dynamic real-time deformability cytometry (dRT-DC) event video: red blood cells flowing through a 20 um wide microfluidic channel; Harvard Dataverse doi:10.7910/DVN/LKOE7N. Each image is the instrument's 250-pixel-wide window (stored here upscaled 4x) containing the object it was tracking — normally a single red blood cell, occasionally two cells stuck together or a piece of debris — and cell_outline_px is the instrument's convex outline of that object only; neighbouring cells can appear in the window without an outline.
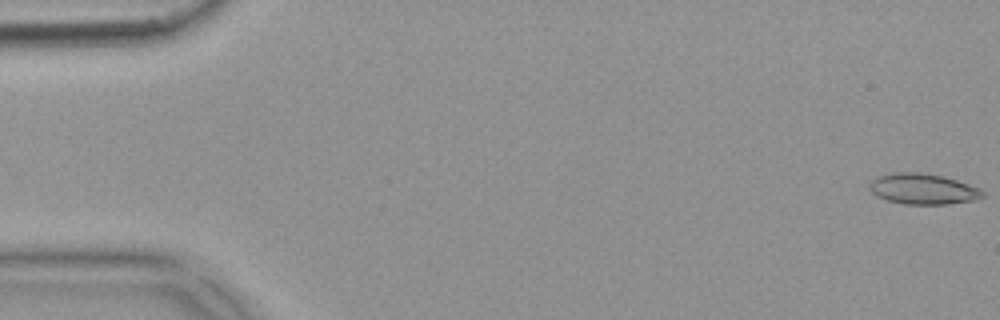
{"species": "common noctule bat (a hibernating species)", "species_latin": "Nyctalus noctula", "temperature_condition": "warm", "stored_images_in_passage": 54, "camera_frame_rate_fps": 3000, "um_per_image_px": 0.085, "animal": {"sex": "female", "body_mass_g": 18.4}, "frame": {"image": 1, "passage_image": 1, "time_ms": 0.0, "image_size_px": [1000, 320], "cell_outline_px": [[984, 196], [976, 200], [948, 204], [904, 204], [888, 200], [876, 196], [868, 188], [868, 184], [872, 176], [892, 172], [920, 172], [944, 176], [980, 188], [984, 192]], "centroid_in_image_um": [78.4, 16.04], "position_along_channel_um": 6.6, "area_um2": 20.63}}
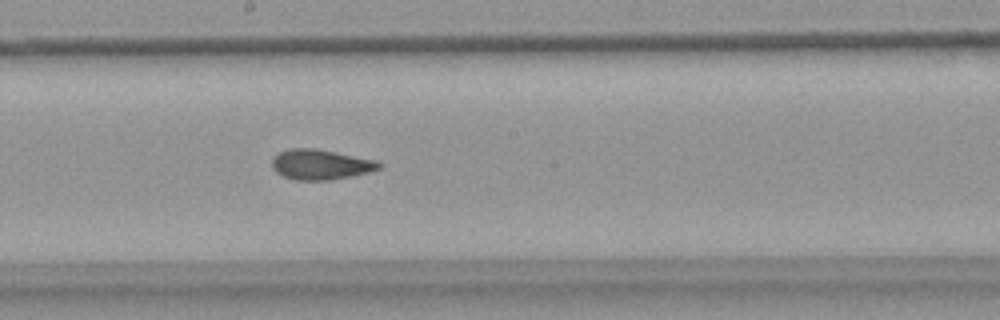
{"frame": {"image": 2, "passage_image": 29, "time_ms": 9.333, "image_size_px": [1000, 320], "cell_outline_px": [[384, 164], [380, 168], [368, 172], [332, 180], [296, 180], [284, 176], [276, 172], [272, 168], [272, 156], [288, 148], [316, 148], [376, 160]], "centroid_in_image_um": [27.23, 13.97], "position_along_channel_um": 221.0, "area_um2": 18.9}}
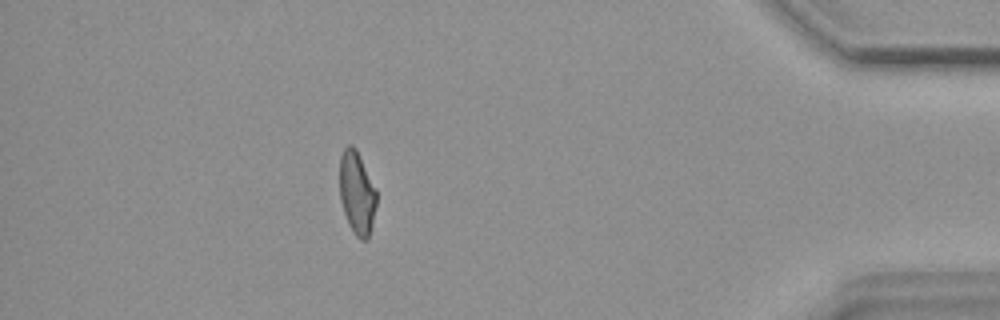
{"frame": {"image": 3, "passage_image": 47, "time_ms": 15.333, "image_size_px": [1000, 320], "cell_outline_px": [[376, 204], [372, 224], [368, 240], [360, 240], [356, 236], [348, 224], [340, 200], [340, 156], [344, 148], [348, 144], [352, 144], [356, 148], [376, 188]], "centroid_in_image_um": [30.33, 16.39], "position_along_channel_um": 404.9, "area_um2": 17.92}, "authors_computed_cell_mechanics": {"area_um2": 18.9006, "velocity_mm_per_s": 3.8684, "shape_relaxation_time_tau1_ms": null, "shape_relaxation_time_tau2_ms": 1.6107, "deformation_change_tau1": null, "deformation_change_tau2": 0.0632}}